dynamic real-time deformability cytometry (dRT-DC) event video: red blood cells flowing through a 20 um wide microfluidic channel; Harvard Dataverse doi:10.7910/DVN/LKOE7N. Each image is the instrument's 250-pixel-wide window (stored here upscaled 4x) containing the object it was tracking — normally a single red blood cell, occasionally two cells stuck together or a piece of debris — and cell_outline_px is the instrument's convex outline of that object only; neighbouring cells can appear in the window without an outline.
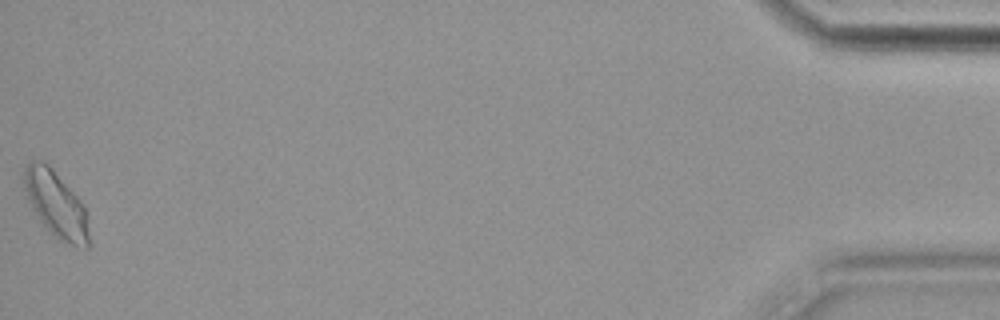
{"species": "common noctule bat (a hibernating species)", "species_latin": "Nyctalus noctula", "temperature_condition": "cold", "stored_images_in_passage": 56, "camera_frame_rate_fps": 3000, "um_per_image_px": 0.085, "animal": {"sex": "female", "body_mass_g": 19.9}, "frame": {"image": 1, "passage_image": 56, "time_ms": 18.333, "image_size_px": [1000, 320], "cell_outline_px": [[88, 248], [84, 248], [64, 244], [40, 224], [28, 200], [24, 188], [24, 168], [32, 160], [44, 160], [52, 168], [84, 204], [88, 232]], "centroid_in_image_um": [4.74, 17.38], "position_along_channel_um": 430.5, "area_um2": 25.14}, "authors_computed_cell_mechanics": {"area_um2": 19.4786, "velocity_mm_per_s": 3.5851, "shape_relaxation_time_tau1_ms": 10.3486, "shape_relaxation_time_tau2_ms": 8.1075, "deformation_change_tau1": 0.2099, "deformation_change_tau2": 0.1227}}